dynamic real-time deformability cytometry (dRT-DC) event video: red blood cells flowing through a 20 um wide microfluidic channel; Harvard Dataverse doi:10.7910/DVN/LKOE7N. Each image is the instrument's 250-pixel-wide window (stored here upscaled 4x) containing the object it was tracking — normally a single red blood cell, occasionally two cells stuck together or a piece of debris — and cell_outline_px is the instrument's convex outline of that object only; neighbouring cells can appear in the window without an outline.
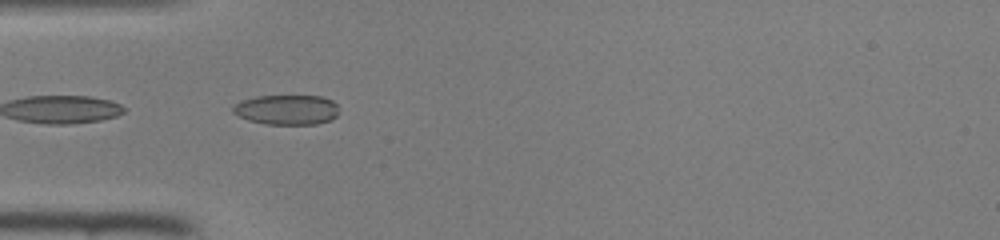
{"species": "common noctule bat (a hibernating species)", "species_latin": "Nyctalus noctula", "temperature_condition": "room temperature", "stored_images_in_passage": 36, "camera_frame_rate_fps": 3000, "um_per_image_px": 0.085, "animal": {"sex": "female", "body_mass_g": 22.0, "forearm_length_mm": 56.7}, "frame": {"image": 1, "passage_image": 4, "time_ms": 1.0, "image_size_px": [1000, 240], "cell_outline_px": [[336, 116], [332, 120], [316, 124], [264, 124], [248, 120], [232, 112], [232, 108], [240, 100], [256, 96], [320, 96], [332, 100], [336, 104]], "centroid_in_image_um": [24.35, 9.33], "position_along_channel_um": 60.7, "area_um2": 18.44}}
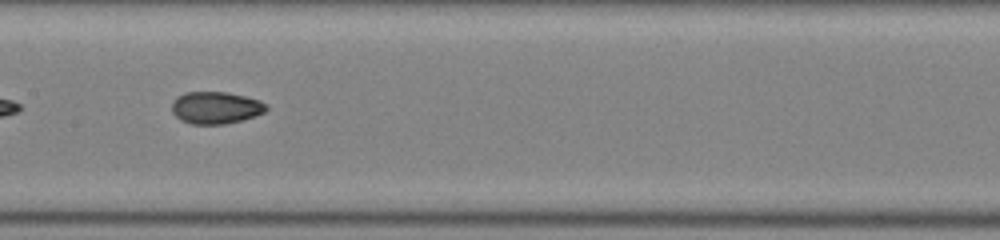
{"frame": {"image": 2, "passage_image": 13, "time_ms": 4.0, "image_size_px": [1000, 240], "cell_outline_px": [[268, 108], [264, 112], [256, 116], [224, 124], [192, 124], [180, 120], [172, 112], [172, 104], [176, 96], [184, 92], [228, 92], [260, 100], [268, 104]], "centroid_in_image_um": [18.34, 9.15], "position_along_channel_um": 189.1, "area_um2": 17.8}}
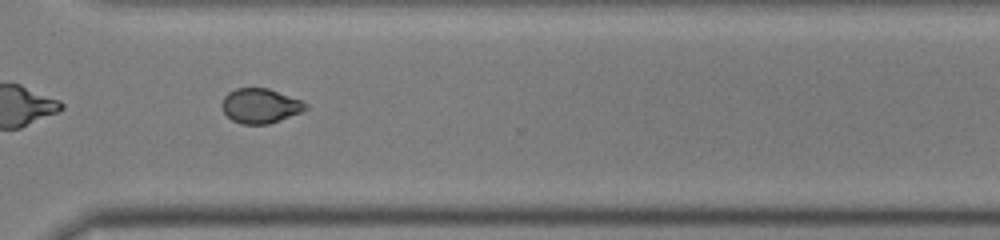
{"frame": {"image": 3, "passage_image": 24, "time_ms": 7.667, "image_size_px": [1000, 240], "cell_outline_px": [[308, 108], [300, 112], [280, 120], [268, 124], [240, 124], [232, 120], [224, 112], [220, 104], [224, 96], [228, 92], [236, 88], [268, 88], [300, 100], [308, 104]], "centroid_in_image_um": [22.09, 8.99], "position_along_channel_um": 348.5, "area_um2": 16.88}}